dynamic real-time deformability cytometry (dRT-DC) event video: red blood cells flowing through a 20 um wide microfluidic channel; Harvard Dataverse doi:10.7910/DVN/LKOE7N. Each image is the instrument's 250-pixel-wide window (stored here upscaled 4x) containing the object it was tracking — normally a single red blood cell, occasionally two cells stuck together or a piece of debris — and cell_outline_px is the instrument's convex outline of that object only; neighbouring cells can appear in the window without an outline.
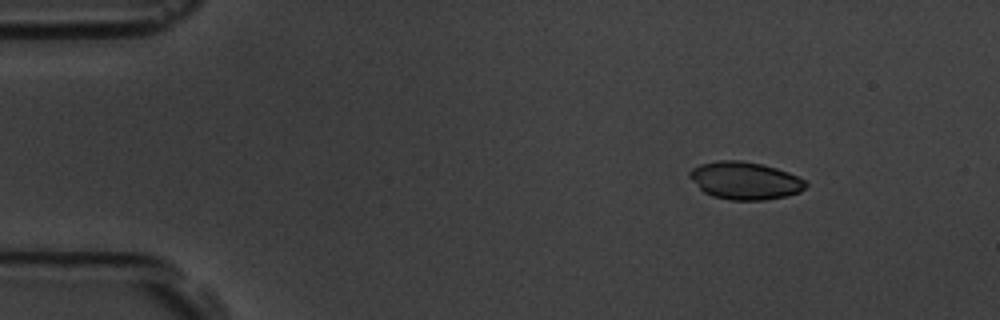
{"species": "common noctule bat (a hibernating species)", "species_latin": "Nyctalus noctula", "temperature_condition": "room temperature", "stored_images_in_passage": 15, "camera_frame_rate_fps": 3000, "um_per_image_px": 0.085, "animal": {"sex": "male", "body_mass_g": 19.5, "forearm_length_mm": 54.6}, "frame": {"image": 1, "passage_image": 1, "time_ms": 0.0, "image_size_px": [1000, 320], "cell_outline_px": [[808, 184], [800, 192], [788, 196], [764, 200], [728, 200], [712, 196], [704, 192], [688, 176], [688, 172], [692, 168], [700, 164], [716, 160], [740, 160], [764, 164], [788, 172], [804, 180]], "centroid_in_image_um": [63.31, 15.35], "position_along_channel_um": 21.7, "area_um2": 25.61}}
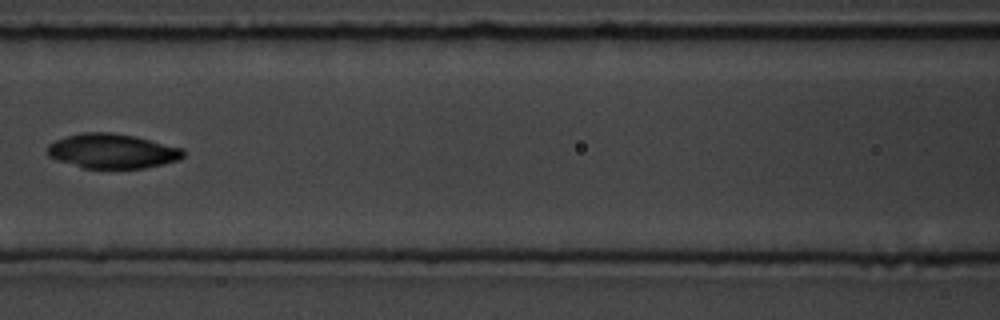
{"frame": {"image": 2, "passage_image": 6, "time_ms": 6.0, "image_size_px": [1000, 320], "cell_outline_px": [[184, 156], [180, 160], [164, 164], [144, 168], [84, 168], [56, 160], [48, 156], [48, 144], [56, 140], [80, 132], [112, 132], [132, 136], [184, 148]], "centroid_in_image_um": [9.55, 12.85], "position_along_channel_um": 157.0, "area_um2": 27.4}}
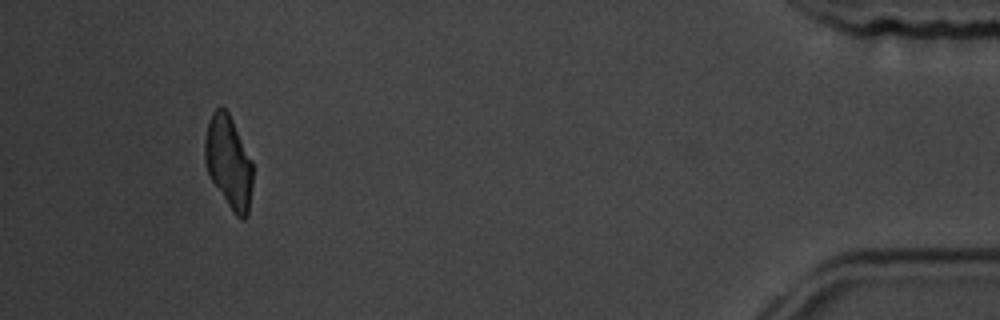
{"frame": {"image": 3, "passage_image": 14, "time_ms": 15.0, "image_size_px": [1000, 320], "cell_outline_px": [[252, 188], [248, 216], [244, 220], [240, 220], [232, 212], [212, 180], [208, 172], [204, 160], [204, 140], [208, 120], [212, 112], [220, 104], [228, 112], [252, 160]], "centroid_in_image_um": [19.43, 13.79], "position_along_channel_um": 415.8, "area_um2": 26.01}}